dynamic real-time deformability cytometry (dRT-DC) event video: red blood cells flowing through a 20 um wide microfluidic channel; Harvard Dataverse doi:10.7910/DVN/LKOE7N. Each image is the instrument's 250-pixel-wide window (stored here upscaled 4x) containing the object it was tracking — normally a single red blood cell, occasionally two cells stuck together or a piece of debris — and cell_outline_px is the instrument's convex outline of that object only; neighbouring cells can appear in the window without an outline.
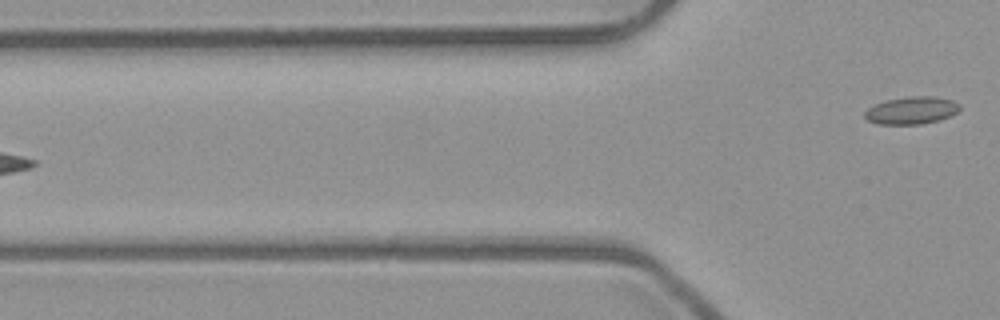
{"species": "common noctule bat (a hibernating species)", "species_latin": "Nyctalus noctula", "temperature_condition": "room temperature", "stored_images_in_passage": 7, "camera_frame_rate_fps": 3000, "um_per_image_px": 0.085, "animal": {"sex": "male", "body_mass_g": 23.1, "forearm_length_mm": 52.7}, "frame": {"image": 1, "passage_image": 7, "time_ms": 2.0, "image_size_px": [1000, 320], "cell_outline_px": [[960, 108], [956, 112], [948, 116], [936, 120], [920, 124], [876, 124], [868, 120], [864, 116], [864, 112], [868, 108], [876, 104], [888, 100], [908, 96], [932, 96], [952, 100], [960, 104]], "centroid_in_image_um": [77.45, 9.38], "position_along_channel_um": 48.3, "area_um2": 14.97}}